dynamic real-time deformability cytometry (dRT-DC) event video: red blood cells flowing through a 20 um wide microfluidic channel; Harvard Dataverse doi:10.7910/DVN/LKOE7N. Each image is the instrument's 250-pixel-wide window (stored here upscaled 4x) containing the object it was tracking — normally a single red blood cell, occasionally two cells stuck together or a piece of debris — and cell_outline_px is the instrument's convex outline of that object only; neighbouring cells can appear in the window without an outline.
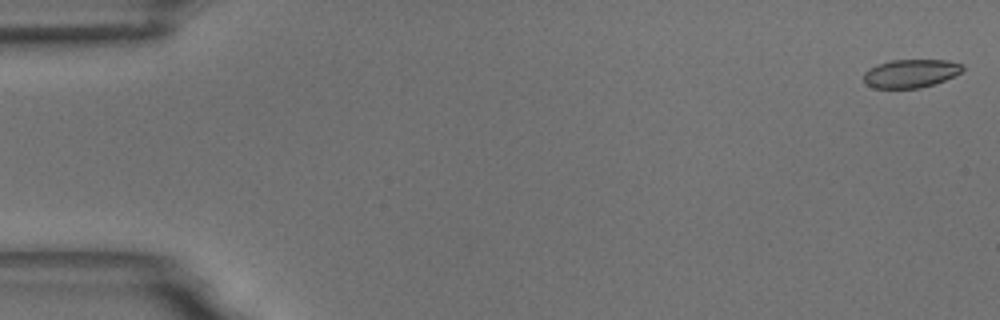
{"species": "common noctule bat (a hibernating species)", "species_latin": "Nyctalus noctula", "temperature_condition": "room temperature", "stored_images_in_passage": 38, "camera_frame_rate_fps": 3000, "um_per_image_px": 0.085, "animal": {"sex": "male", "body_mass_g": 18.8}, "frame": {"image": 1, "passage_image": 1, "time_ms": 0.0, "image_size_px": [1000, 320], "cell_outline_px": [[964, 68], [960, 72], [944, 80], [920, 88], [872, 88], [864, 84], [864, 72], [868, 68], [892, 60], [948, 60], [964, 64]], "centroid_in_image_um": [77.38, 6.24], "position_along_channel_um": 7.6, "area_um2": 16.3}}
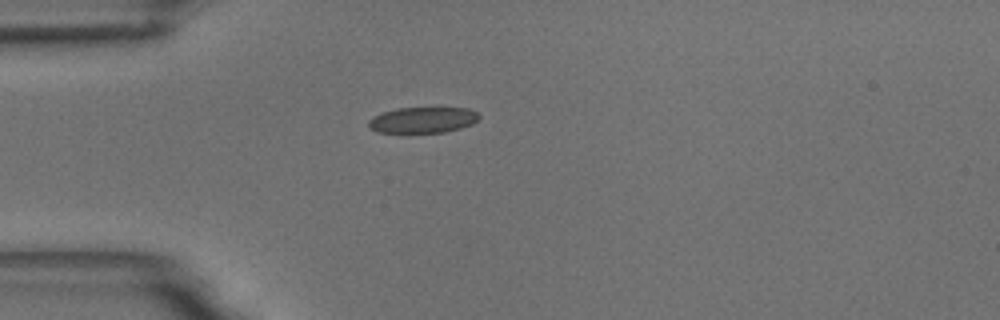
{"frame": {"image": 2, "passage_image": 15, "time_ms": 4.667, "image_size_px": [1000, 320], "cell_outline_px": [[480, 116], [472, 124], [460, 128], [444, 132], [376, 132], [368, 128], [368, 120], [372, 116], [396, 108], [468, 108], [476, 112]], "centroid_in_image_um": [35.89, 10.19], "position_along_channel_um": 49.1, "area_um2": 16.59}}
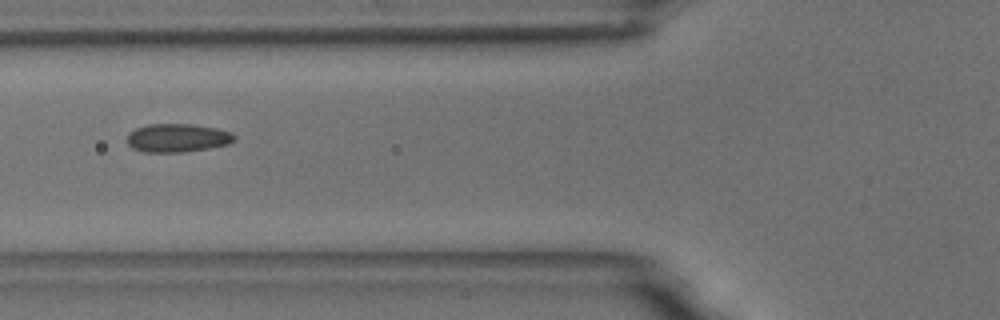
{"frame": {"image": 3, "passage_image": 21, "time_ms": 6.667, "image_size_px": [1000, 320], "cell_outline_px": [[236, 140], [228, 144], [208, 148], [184, 152], [144, 152], [132, 148], [128, 144], [128, 136], [136, 128], [148, 124], [192, 124], [216, 128], [232, 132], [236, 136]], "centroid_in_image_um": [15.12, 11.72], "position_along_channel_um": 110.7, "area_um2": 17.74}}